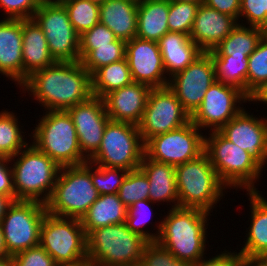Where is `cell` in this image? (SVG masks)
<instances>
[{"label":"cell","instance_id":"53","mask_svg":"<svg viewBox=\"0 0 267 266\" xmlns=\"http://www.w3.org/2000/svg\"><path fill=\"white\" fill-rule=\"evenodd\" d=\"M0 266H14L12 256L0 257Z\"/></svg>","mask_w":267,"mask_h":266},{"label":"cell","instance_id":"2","mask_svg":"<svg viewBox=\"0 0 267 266\" xmlns=\"http://www.w3.org/2000/svg\"><path fill=\"white\" fill-rule=\"evenodd\" d=\"M168 212L161 220V233L157 242L177 259L197 263L206 254V227L211 214L185 207L172 208Z\"/></svg>","mask_w":267,"mask_h":266},{"label":"cell","instance_id":"41","mask_svg":"<svg viewBox=\"0 0 267 266\" xmlns=\"http://www.w3.org/2000/svg\"><path fill=\"white\" fill-rule=\"evenodd\" d=\"M117 39L113 31L107 26L100 22L97 23L79 37L80 61L95 49V46L109 45V43L115 42Z\"/></svg>","mask_w":267,"mask_h":266},{"label":"cell","instance_id":"11","mask_svg":"<svg viewBox=\"0 0 267 266\" xmlns=\"http://www.w3.org/2000/svg\"><path fill=\"white\" fill-rule=\"evenodd\" d=\"M46 213L45 204L40 202L13 201L0 223L10 256L39 245Z\"/></svg>","mask_w":267,"mask_h":266},{"label":"cell","instance_id":"35","mask_svg":"<svg viewBox=\"0 0 267 266\" xmlns=\"http://www.w3.org/2000/svg\"><path fill=\"white\" fill-rule=\"evenodd\" d=\"M267 83V37H262L248 56L247 96L251 98Z\"/></svg>","mask_w":267,"mask_h":266},{"label":"cell","instance_id":"14","mask_svg":"<svg viewBox=\"0 0 267 266\" xmlns=\"http://www.w3.org/2000/svg\"><path fill=\"white\" fill-rule=\"evenodd\" d=\"M191 120L169 86L152 88L138 129L144 144L152 137L182 127Z\"/></svg>","mask_w":267,"mask_h":266},{"label":"cell","instance_id":"5","mask_svg":"<svg viewBox=\"0 0 267 266\" xmlns=\"http://www.w3.org/2000/svg\"><path fill=\"white\" fill-rule=\"evenodd\" d=\"M86 241L90 266H137L148 243L126 223L94 229L86 236Z\"/></svg>","mask_w":267,"mask_h":266},{"label":"cell","instance_id":"55","mask_svg":"<svg viewBox=\"0 0 267 266\" xmlns=\"http://www.w3.org/2000/svg\"><path fill=\"white\" fill-rule=\"evenodd\" d=\"M180 2H192V3H203V0H174Z\"/></svg>","mask_w":267,"mask_h":266},{"label":"cell","instance_id":"15","mask_svg":"<svg viewBox=\"0 0 267 266\" xmlns=\"http://www.w3.org/2000/svg\"><path fill=\"white\" fill-rule=\"evenodd\" d=\"M247 101L250 102V98L238 87L216 80L206 90L200 107L191 116V121L200 130L208 128L219 131L244 109L239 105L246 104Z\"/></svg>","mask_w":267,"mask_h":266},{"label":"cell","instance_id":"47","mask_svg":"<svg viewBox=\"0 0 267 266\" xmlns=\"http://www.w3.org/2000/svg\"><path fill=\"white\" fill-rule=\"evenodd\" d=\"M6 157L0 158V195L8 196L15 201L12 166Z\"/></svg>","mask_w":267,"mask_h":266},{"label":"cell","instance_id":"43","mask_svg":"<svg viewBox=\"0 0 267 266\" xmlns=\"http://www.w3.org/2000/svg\"><path fill=\"white\" fill-rule=\"evenodd\" d=\"M240 17L251 27L263 28L267 23V0H240Z\"/></svg>","mask_w":267,"mask_h":266},{"label":"cell","instance_id":"3","mask_svg":"<svg viewBox=\"0 0 267 266\" xmlns=\"http://www.w3.org/2000/svg\"><path fill=\"white\" fill-rule=\"evenodd\" d=\"M9 160L14 163L10 165L15 201H37L46 204L61 167L31 143Z\"/></svg>","mask_w":267,"mask_h":266},{"label":"cell","instance_id":"50","mask_svg":"<svg viewBox=\"0 0 267 266\" xmlns=\"http://www.w3.org/2000/svg\"><path fill=\"white\" fill-rule=\"evenodd\" d=\"M13 203V200L4 195H0V223L3 219L4 215L6 214V211L8 207Z\"/></svg>","mask_w":267,"mask_h":266},{"label":"cell","instance_id":"27","mask_svg":"<svg viewBox=\"0 0 267 266\" xmlns=\"http://www.w3.org/2000/svg\"><path fill=\"white\" fill-rule=\"evenodd\" d=\"M137 8L130 0H105L99 5V22L118 39L129 41L137 34Z\"/></svg>","mask_w":267,"mask_h":266},{"label":"cell","instance_id":"24","mask_svg":"<svg viewBox=\"0 0 267 266\" xmlns=\"http://www.w3.org/2000/svg\"><path fill=\"white\" fill-rule=\"evenodd\" d=\"M22 57L23 83L35 71L56 62L49 52L44 32L33 18L22 19Z\"/></svg>","mask_w":267,"mask_h":266},{"label":"cell","instance_id":"34","mask_svg":"<svg viewBox=\"0 0 267 266\" xmlns=\"http://www.w3.org/2000/svg\"><path fill=\"white\" fill-rule=\"evenodd\" d=\"M62 4L79 36L99 23V4L89 0H67Z\"/></svg>","mask_w":267,"mask_h":266},{"label":"cell","instance_id":"49","mask_svg":"<svg viewBox=\"0 0 267 266\" xmlns=\"http://www.w3.org/2000/svg\"><path fill=\"white\" fill-rule=\"evenodd\" d=\"M261 102L267 104V83L262 86L251 98L250 102Z\"/></svg>","mask_w":267,"mask_h":266},{"label":"cell","instance_id":"13","mask_svg":"<svg viewBox=\"0 0 267 266\" xmlns=\"http://www.w3.org/2000/svg\"><path fill=\"white\" fill-rule=\"evenodd\" d=\"M33 19L44 32L49 52L55 61H80V36L72 26L62 3L39 6Z\"/></svg>","mask_w":267,"mask_h":266},{"label":"cell","instance_id":"26","mask_svg":"<svg viewBox=\"0 0 267 266\" xmlns=\"http://www.w3.org/2000/svg\"><path fill=\"white\" fill-rule=\"evenodd\" d=\"M139 168L145 173L149 182V200L153 203L168 202L179 207L175 166L149 159L145 154Z\"/></svg>","mask_w":267,"mask_h":266},{"label":"cell","instance_id":"4","mask_svg":"<svg viewBox=\"0 0 267 266\" xmlns=\"http://www.w3.org/2000/svg\"><path fill=\"white\" fill-rule=\"evenodd\" d=\"M210 135V136H209ZM220 181L247 192L259 191L254 185L262 177L263 166L247 151L227 140L219 131L205 135V150Z\"/></svg>","mask_w":267,"mask_h":266},{"label":"cell","instance_id":"54","mask_svg":"<svg viewBox=\"0 0 267 266\" xmlns=\"http://www.w3.org/2000/svg\"><path fill=\"white\" fill-rule=\"evenodd\" d=\"M38 6L55 4V0H35Z\"/></svg>","mask_w":267,"mask_h":266},{"label":"cell","instance_id":"28","mask_svg":"<svg viewBox=\"0 0 267 266\" xmlns=\"http://www.w3.org/2000/svg\"><path fill=\"white\" fill-rule=\"evenodd\" d=\"M128 208L118 194H102L82 217L81 224L86 236L94 229L126 222Z\"/></svg>","mask_w":267,"mask_h":266},{"label":"cell","instance_id":"12","mask_svg":"<svg viewBox=\"0 0 267 266\" xmlns=\"http://www.w3.org/2000/svg\"><path fill=\"white\" fill-rule=\"evenodd\" d=\"M204 150L205 135L191 120L145 143V155L149 159L175 167L198 158Z\"/></svg>","mask_w":267,"mask_h":266},{"label":"cell","instance_id":"29","mask_svg":"<svg viewBox=\"0 0 267 266\" xmlns=\"http://www.w3.org/2000/svg\"><path fill=\"white\" fill-rule=\"evenodd\" d=\"M169 0H142L137 8L136 37L158 41L169 32Z\"/></svg>","mask_w":267,"mask_h":266},{"label":"cell","instance_id":"44","mask_svg":"<svg viewBox=\"0 0 267 266\" xmlns=\"http://www.w3.org/2000/svg\"><path fill=\"white\" fill-rule=\"evenodd\" d=\"M14 266H55L53 258L40 245L12 256Z\"/></svg>","mask_w":267,"mask_h":266},{"label":"cell","instance_id":"56","mask_svg":"<svg viewBox=\"0 0 267 266\" xmlns=\"http://www.w3.org/2000/svg\"><path fill=\"white\" fill-rule=\"evenodd\" d=\"M262 32H263V36L267 37V23L264 25V27L262 28Z\"/></svg>","mask_w":267,"mask_h":266},{"label":"cell","instance_id":"58","mask_svg":"<svg viewBox=\"0 0 267 266\" xmlns=\"http://www.w3.org/2000/svg\"><path fill=\"white\" fill-rule=\"evenodd\" d=\"M241 266H253L250 262H244Z\"/></svg>","mask_w":267,"mask_h":266},{"label":"cell","instance_id":"25","mask_svg":"<svg viewBox=\"0 0 267 266\" xmlns=\"http://www.w3.org/2000/svg\"><path fill=\"white\" fill-rule=\"evenodd\" d=\"M251 223L248 228L244 246L238 254L244 262H250L256 257L267 255V200L260 191L248 192Z\"/></svg>","mask_w":267,"mask_h":266},{"label":"cell","instance_id":"16","mask_svg":"<svg viewBox=\"0 0 267 266\" xmlns=\"http://www.w3.org/2000/svg\"><path fill=\"white\" fill-rule=\"evenodd\" d=\"M216 81L215 65L209 52H203L183 71L169 79L183 109L192 116L200 107L206 90Z\"/></svg>","mask_w":267,"mask_h":266},{"label":"cell","instance_id":"17","mask_svg":"<svg viewBox=\"0 0 267 266\" xmlns=\"http://www.w3.org/2000/svg\"><path fill=\"white\" fill-rule=\"evenodd\" d=\"M125 58L128 61L133 82L151 88H162L169 84L158 43L135 37L126 41Z\"/></svg>","mask_w":267,"mask_h":266},{"label":"cell","instance_id":"37","mask_svg":"<svg viewBox=\"0 0 267 266\" xmlns=\"http://www.w3.org/2000/svg\"><path fill=\"white\" fill-rule=\"evenodd\" d=\"M126 41L117 39L109 45L95 46L80 62L92 75L97 69L125 58Z\"/></svg>","mask_w":267,"mask_h":266},{"label":"cell","instance_id":"20","mask_svg":"<svg viewBox=\"0 0 267 266\" xmlns=\"http://www.w3.org/2000/svg\"><path fill=\"white\" fill-rule=\"evenodd\" d=\"M151 89L146 84L132 82L106 94L102 99L110 120L138 125L146 108Z\"/></svg>","mask_w":267,"mask_h":266},{"label":"cell","instance_id":"8","mask_svg":"<svg viewBox=\"0 0 267 266\" xmlns=\"http://www.w3.org/2000/svg\"><path fill=\"white\" fill-rule=\"evenodd\" d=\"M99 193L90 177V162L61 167L53 192L45 204L47 213L81 220Z\"/></svg>","mask_w":267,"mask_h":266},{"label":"cell","instance_id":"31","mask_svg":"<svg viewBox=\"0 0 267 266\" xmlns=\"http://www.w3.org/2000/svg\"><path fill=\"white\" fill-rule=\"evenodd\" d=\"M93 96L103 98L106 94L133 82L126 58L102 66L91 75Z\"/></svg>","mask_w":267,"mask_h":266},{"label":"cell","instance_id":"52","mask_svg":"<svg viewBox=\"0 0 267 266\" xmlns=\"http://www.w3.org/2000/svg\"><path fill=\"white\" fill-rule=\"evenodd\" d=\"M253 266H267V255H262L250 261Z\"/></svg>","mask_w":267,"mask_h":266},{"label":"cell","instance_id":"45","mask_svg":"<svg viewBox=\"0 0 267 266\" xmlns=\"http://www.w3.org/2000/svg\"><path fill=\"white\" fill-rule=\"evenodd\" d=\"M38 7L35 0H0V8L9 19H31Z\"/></svg>","mask_w":267,"mask_h":266},{"label":"cell","instance_id":"9","mask_svg":"<svg viewBox=\"0 0 267 266\" xmlns=\"http://www.w3.org/2000/svg\"><path fill=\"white\" fill-rule=\"evenodd\" d=\"M39 245L56 265H88L86 234L79 219L46 213L40 228Z\"/></svg>","mask_w":267,"mask_h":266},{"label":"cell","instance_id":"51","mask_svg":"<svg viewBox=\"0 0 267 266\" xmlns=\"http://www.w3.org/2000/svg\"><path fill=\"white\" fill-rule=\"evenodd\" d=\"M4 256H10V255L7 252L2 227L0 225V257Z\"/></svg>","mask_w":267,"mask_h":266},{"label":"cell","instance_id":"23","mask_svg":"<svg viewBox=\"0 0 267 266\" xmlns=\"http://www.w3.org/2000/svg\"><path fill=\"white\" fill-rule=\"evenodd\" d=\"M157 43L168 79L183 71L203 53L189 35L181 32H168Z\"/></svg>","mask_w":267,"mask_h":266},{"label":"cell","instance_id":"6","mask_svg":"<svg viewBox=\"0 0 267 266\" xmlns=\"http://www.w3.org/2000/svg\"><path fill=\"white\" fill-rule=\"evenodd\" d=\"M175 177L179 207L197 208L210 213L227 189L205 152L194 160L176 166Z\"/></svg>","mask_w":267,"mask_h":266},{"label":"cell","instance_id":"42","mask_svg":"<svg viewBox=\"0 0 267 266\" xmlns=\"http://www.w3.org/2000/svg\"><path fill=\"white\" fill-rule=\"evenodd\" d=\"M137 266H193V264L177 259L156 241L146 244L142 259Z\"/></svg>","mask_w":267,"mask_h":266},{"label":"cell","instance_id":"22","mask_svg":"<svg viewBox=\"0 0 267 266\" xmlns=\"http://www.w3.org/2000/svg\"><path fill=\"white\" fill-rule=\"evenodd\" d=\"M0 20V73L23 84L22 19Z\"/></svg>","mask_w":267,"mask_h":266},{"label":"cell","instance_id":"36","mask_svg":"<svg viewBox=\"0 0 267 266\" xmlns=\"http://www.w3.org/2000/svg\"><path fill=\"white\" fill-rule=\"evenodd\" d=\"M154 204L149 199L139 200L128 207L126 225L132 231L142 236L148 242H156L161 233V220L158 225H156V233L146 230L144 225H147L148 220H150L153 214L151 205ZM147 214V215H146ZM150 215V216H149ZM145 230H144V229ZM150 232V233H149Z\"/></svg>","mask_w":267,"mask_h":266},{"label":"cell","instance_id":"39","mask_svg":"<svg viewBox=\"0 0 267 266\" xmlns=\"http://www.w3.org/2000/svg\"><path fill=\"white\" fill-rule=\"evenodd\" d=\"M127 173L128 171L123 168L99 166L90 163V177L99 195L118 194Z\"/></svg>","mask_w":267,"mask_h":266},{"label":"cell","instance_id":"7","mask_svg":"<svg viewBox=\"0 0 267 266\" xmlns=\"http://www.w3.org/2000/svg\"><path fill=\"white\" fill-rule=\"evenodd\" d=\"M45 114V115H44ZM36 125L32 144L60 167L82 165V155L75 125L67 111H46Z\"/></svg>","mask_w":267,"mask_h":266},{"label":"cell","instance_id":"10","mask_svg":"<svg viewBox=\"0 0 267 266\" xmlns=\"http://www.w3.org/2000/svg\"><path fill=\"white\" fill-rule=\"evenodd\" d=\"M145 154V144L138 125L109 121L97 152L88 160L94 165L138 169Z\"/></svg>","mask_w":267,"mask_h":266},{"label":"cell","instance_id":"57","mask_svg":"<svg viewBox=\"0 0 267 266\" xmlns=\"http://www.w3.org/2000/svg\"><path fill=\"white\" fill-rule=\"evenodd\" d=\"M91 2L97 3V4H102L105 0H89Z\"/></svg>","mask_w":267,"mask_h":266},{"label":"cell","instance_id":"40","mask_svg":"<svg viewBox=\"0 0 267 266\" xmlns=\"http://www.w3.org/2000/svg\"><path fill=\"white\" fill-rule=\"evenodd\" d=\"M149 186L148 178L140 168L128 171L118 191L119 199L127 208L139 200L149 199Z\"/></svg>","mask_w":267,"mask_h":266},{"label":"cell","instance_id":"19","mask_svg":"<svg viewBox=\"0 0 267 266\" xmlns=\"http://www.w3.org/2000/svg\"><path fill=\"white\" fill-rule=\"evenodd\" d=\"M219 132L247 151L263 167L267 164V117L258 118L242 109Z\"/></svg>","mask_w":267,"mask_h":266},{"label":"cell","instance_id":"46","mask_svg":"<svg viewBox=\"0 0 267 266\" xmlns=\"http://www.w3.org/2000/svg\"><path fill=\"white\" fill-rule=\"evenodd\" d=\"M244 263V260L237 252H228L223 251L220 254H217L215 257L204 259L201 258L193 266H241Z\"/></svg>","mask_w":267,"mask_h":266},{"label":"cell","instance_id":"60","mask_svg":"<svg viewBox=\"0 0 267 266\" xmlns=\"http://www.w3.org/2000/svg\"><path fill=\"white\" fill-rule=\"evenodd\" d=\"M130 1H133V2H135L137 4H139L142 0H130Z\"/></svg>","mask_w":267,"mask_h":266},{"label":"cell","instance_id":"59","mask_svg":"<svg viewBox=\"0 0 267 266\" xmlns=\"http://www.w3.org/2000/svg\"><path fill=\"white\" fill-rule=\"evenodd\" d=\"M65 1H67V0H55V4H57V3H63Z\"/></svg>","mask_w":267,"mask_h":266},{"label":"cell","instance_id":"33","mask_svg":"<svg viewBox=\"0 0 267 266\" xmlns=\"http://www.w3.org/2000/svg\"><path fill=\"white\" fill-rule=\"evenodd\" d=\"M18 117L15 113L2 110L0 112V155L11 158L18 154L27 145L24 132L19 128Z\"/></svg>","mask_w":267,"mask_h":266},{"label":"cell","instance_id":"1","mask_svg":"<svg viewBox=\"0 0 267 266\" xmlns=\"http://www.w3.org/2000/svg\"><path fill=\"white\" fill-rule=\"evenodd\" d=\"M20 87L45 111H67L93 96L91 74L80 61H56L32 73Z\"/></svg>","mask_w":267,"mask_h":266},{"label":"cell","instance_id":"18","mask_svg":"<svg viewBox=\"0 0 267 266\" xmlns=\"http://www.w3.org/2000/svg\"><path fill=\"white\" fill-rule=\"evenodd\" d=\"M75 125L82 155L89 160L98 150L110 121L102 98L92 96L67 110Z\"/></svg>","mask_w":267,"mask_h":266},{"label":"cell","instance_id":"32","mask_svg":"<svg viewBox=\"0 0 267 266\" xmlns=\"http://www.w3.org/2000/svg\"><path fill=\"white\" fill-rule=\"evenodd\" d=\"M216 80L238 87L247 95L248 57L211 56Z\"/></svg>","mask_w":267,"mask_h":266},{"label":"cell","instance_id":"38","mask_svg":"<svg viewBox=\"0 0 267 266\" xmlns=\"http://www.w3.org/2000/svg\"><path fill=\"white\" fill-rule=\"evenodd\" d=\"M200 4L169 0L167 17L169 32H181L190 36Z\"/></svg>","mask_w":267,"mask_h":266},{"label":"cell","instance_id":"30","mask_svg":"<svg viewBox=\"0 0 267 266\" xmlns=\"http://www.w3.org/2000/svg\"><path fill=\"white\" fill-rule=\"evenodd\" d=\"M263 37L262 28L238 23L212 51L211 56L248 57Z\"/></svg>","mask_w":267,"mask_h":266},{"label":"cell","instance_id":"48","mask_svg":"<svg viewBox=\"0 0 267 266\" xmlns=\"http://www.w3.org/2000/svg\"><path fill=\"white\" fill-rule=\"evenodd\" d=\"M203 3L220 13L230 15L239 21L240 0H203Z\"/></svg>","mask_w":267,"mask_h":266},{"label":"cell","instance_id":"21","mask_svg":"<svg viewBox=\"0 0 267 266\" xmlns=\"http://www.w3.org/2000/svg\"><path fill=\"white\" fill-rule=\"evenodd\" d=\"M239 22L201 3L190 32L191 40L203 51H212Z\"/></svg>","mask_w":267,"mask_h":266}]
</instances>
